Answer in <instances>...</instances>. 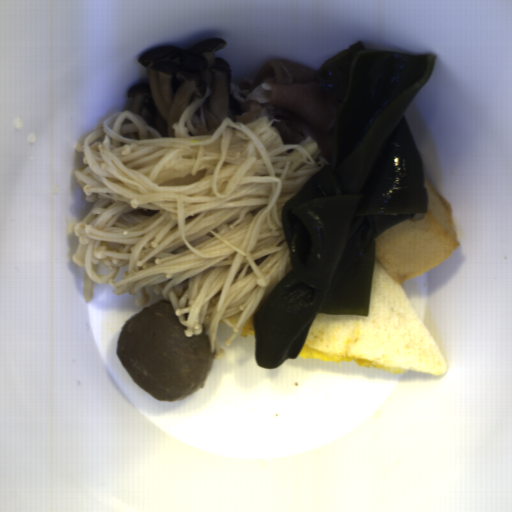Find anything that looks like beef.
<instances>
[{
  "label": "beef",
  "mask_w": 512,
  "mask_h": 512,
  "mask_svg": "<svg viewBox=\"0 0 512 512\" xmlns=\"http://www.w3.org/2000/svg\"><path fill=\"white\" fill-rule=\"evenodd\" d=\"M316 73L293 61H269L254 78L230 83L228 119L244 125L263 116L274 118L271 126L283 145H298L309 137L332 167L339 106L314 78Z\"/></svg>",
  "instance_id": "33117281"
},
{
  "label": "beef",
  "mask_w": 512,
  "mask_h": 512,
  "mask_svg": "<svg viewBox=\"0 0 512 512\" xmlns=\"http://www.w3.org/2000/svg\"><path fill=\"white\" fill-rule=\"evenodd\" d=\"M217 130L215 128H209L206 125L203 124H196V126L193 129V135L194 136H210L214 135V133Z\"/></svg>",
  "instance_id": "835553da"
}]
</instances>
